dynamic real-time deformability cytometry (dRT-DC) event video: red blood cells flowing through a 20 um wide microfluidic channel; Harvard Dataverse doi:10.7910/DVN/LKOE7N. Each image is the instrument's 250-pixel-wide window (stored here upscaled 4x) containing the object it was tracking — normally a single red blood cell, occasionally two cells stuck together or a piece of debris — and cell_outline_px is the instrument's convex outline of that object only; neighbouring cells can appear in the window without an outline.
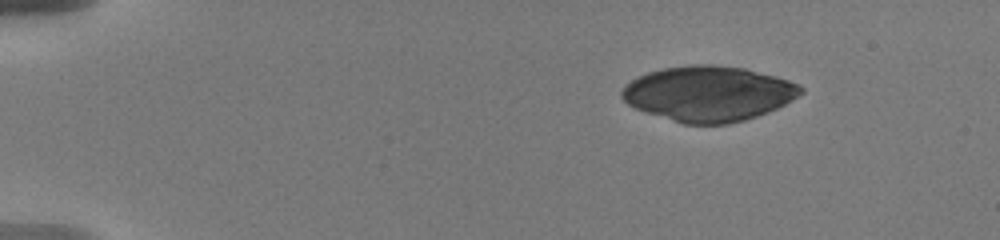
{"species": "human", "species_latin": "Homo sapiens", "temperature_condition": "warm", "stored_images_in_passage": 6, "camera_frame_rate_fps": 3000, "um_per_image_px": 0.085, "donor": {"sex": "male"}, "frame": {"image": 1, "passage_image": 1, "time_ms": 0.0, "image_size_px": [1000, 240], "cell_outline_px": [[804, 92], [792, 100], [768, 112], [744, 120], [728, 124], [684, 124], [644, 112], [628, 104], [620, 96], [620, 92], [624, 84], [636, 76], [648, 72], [664, 68], [688, 64], [716, 64], [744, 68], [776, 76], [800, 84], [804, 88]], "centroid_in_image_um": [60.2, 7.94], "position_along_channel_um": 24.8, "area_um2": 57.97}}